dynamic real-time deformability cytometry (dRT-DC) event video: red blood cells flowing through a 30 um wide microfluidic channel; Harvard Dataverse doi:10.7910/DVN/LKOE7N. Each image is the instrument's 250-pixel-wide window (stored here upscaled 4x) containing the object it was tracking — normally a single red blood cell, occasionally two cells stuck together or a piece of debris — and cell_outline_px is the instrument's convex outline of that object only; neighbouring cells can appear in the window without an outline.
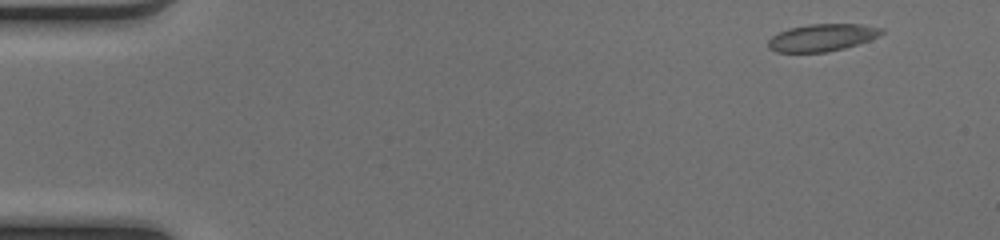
{"species": "common noctule bat (a hibernating species)", "species_latin": "Nyctalus noctula", "temperature_condition": "cold", "stored_images_in_passage": 14, "camera_frame_rate_fps": 3000, "um_per_image_px": 0.085, "animal": {"sex": "female", "body_mass_g": 17.0, "forearm_length_mm": 48.0}, "frame": {"image": 1, "passage_image": 2, "time_ms": 0.333, "image_size_px": [1000, 240], "cell_outline_px": [[884, 32], [868, 40], [844, 48], [828, 52], [776, 52], [768, 48], [768, 40], [772, 36], [780, 32], [792, 28], [808, 24], [860, 24], [884, 28]], "centroid_in_image_um": [69.86, 3.19], "position_along_channel_um": 15.1, "area_um2": 17.8}}
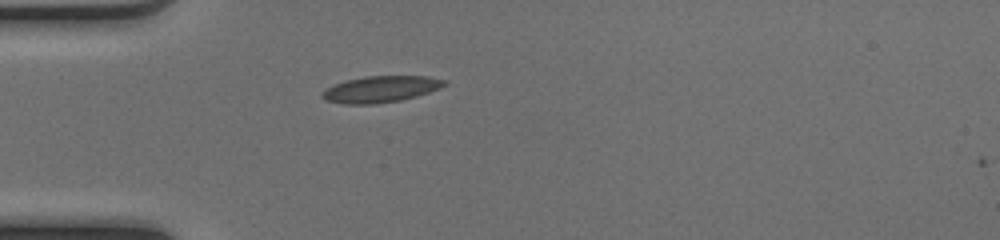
{"frame": {"image": 2, "passage_image": 13, "time_ms": 4.0, "image_size_px": [1000, 240], "cell_outline_px": [[448, 84], [440, 88], [416, 96], [400, 100], [376, 104], [344, 104], [324, 100], [320, 96], [320, 92], [332, 84], [344, 80], [364, 76], [424, 76], [448, 80]], "centroid_in_image_um": [32.3, 7.57], "position_along_channel_um": 52.7, "area_um2": 19.07}}